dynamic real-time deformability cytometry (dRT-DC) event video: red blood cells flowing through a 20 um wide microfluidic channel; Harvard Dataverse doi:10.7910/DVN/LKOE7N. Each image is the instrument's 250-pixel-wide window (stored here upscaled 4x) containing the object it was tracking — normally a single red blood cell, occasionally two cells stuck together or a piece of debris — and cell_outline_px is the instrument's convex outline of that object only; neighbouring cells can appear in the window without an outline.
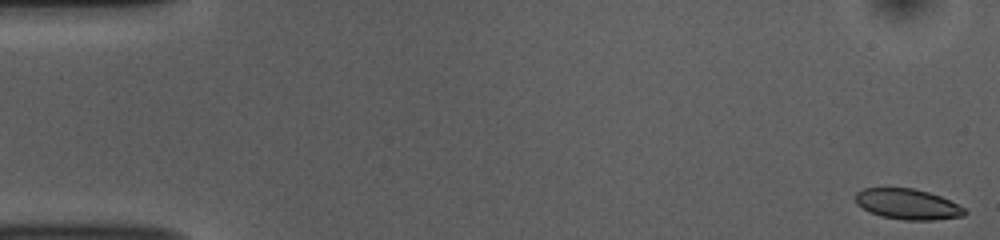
{"species": "common noctule bat (a hibernating species)", "species_latin": "Nyctalus noctula", "temperature_condition": "room temperature", "stored_images_in_passage": 53, "camera_frame_rate_fps": 3000, "um_per_image_px": 0.085, "animal": {"sex": "female", "body_mass_g": 10.0, "forearm_length_mm": 53.1}, "frame": {"image": 1, "passage_image": 1, "time_ms": 0.0, "image_size_px": [1000, 240], "cell_outline_px": [[968, 212], [964, 216], [932, 220], [904, 220], [880, 216], [868, 212], [856, 204], [852, 196], [856, 192], [864, 188], [916, 188], [940, 196], [964, 208]], "centroid_in_image_um": [77.08, 17.35], "position_along_channel_um": 7.9, "area_um2": 19.65}}
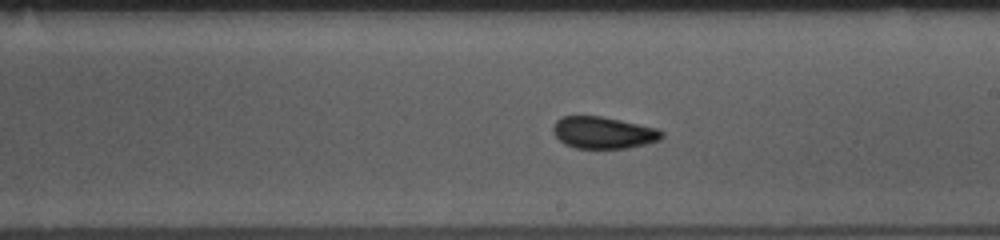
{"frame": {"image": 2, "passage_image": 30, "time_ms": 9.667, "image_size_px": [1000, 240], "cell_outline_px": [[664, 136], [660, 140], [648, 144], [628, 148], [576, 148], [564, 144], [552, 132], [552, 128], [556, 120], [564, 116], [600, 116], [660, 128], [664, 132]], "centroid_in_image_um": [51.33, 11.28], "position_along_channel_um": 237.7, "area_um2": 20.4}}
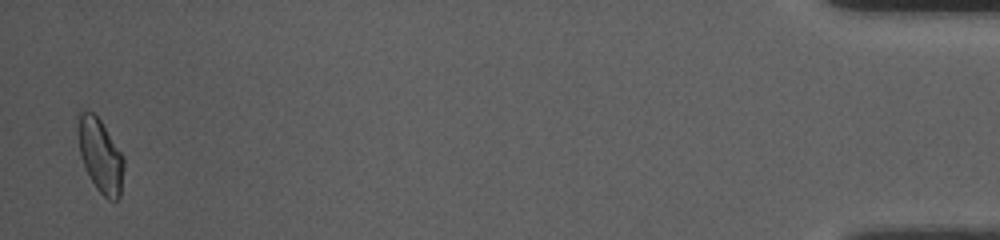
{"frame": {"image": 3, "passage_image": 52, "time_ms": 17.0, "image_size_px": [1000, 240], "cell_outline_px": [[124, 168], [120, 196], [116, 200], [108, 200], [96, 188], [80, 156], [80, 108], [92, 112], [100, 120], [124, 156]], "centroid_in_image_um": [8.58, 13.26], "position_along_channel_um": 426.6, "area_um2": 19.07}, "authors_computed_cell_mechanics": {"area_um2": 19.8832, "velocity_mm_per_s": 3.7795, "shape_relaxation_time_tau1_ms": 3.5535, "shape_relaxation_time_tau2_ms": 2.3497, "deformation_change_tau1": 0.0863, "deformation_change_tau2": 0.0596}}